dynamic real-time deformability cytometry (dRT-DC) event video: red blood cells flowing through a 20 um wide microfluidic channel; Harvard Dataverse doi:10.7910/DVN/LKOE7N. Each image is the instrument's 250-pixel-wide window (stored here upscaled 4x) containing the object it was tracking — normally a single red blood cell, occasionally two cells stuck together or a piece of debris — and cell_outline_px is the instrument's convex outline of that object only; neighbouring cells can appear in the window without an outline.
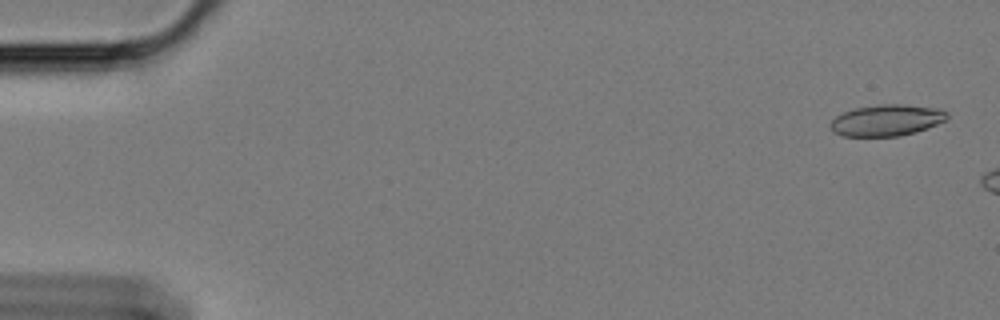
{"species": "Egyptian fruit bat (a non-hibernating species)", "species_latin": "Rousettus aegyptiacus", "temperature_condition": "cold", "stored_images_in_passage": 8, "camera_frame_rate_fps": 3000, "um_per_image_px": 0.085, "animal": {"sex": "female"}, "frame": {"image": 1, "passage_image": 2, "time_ms": 0.333, "image_size_px": [1000, 320], "cell_outline_px": [[948, 120], [928, 128], [916, 132], [900, 136], [844, 136], [836, 132], [828, 124], [836, 116], [844, 112], [856, 108], [880, 104], [900, 104], [940, 108], [948, 112]], "centroid_in_image_um": [75.43, 10.22], "position_along_channel_um": 9.6, "area_um2": 21.39}}